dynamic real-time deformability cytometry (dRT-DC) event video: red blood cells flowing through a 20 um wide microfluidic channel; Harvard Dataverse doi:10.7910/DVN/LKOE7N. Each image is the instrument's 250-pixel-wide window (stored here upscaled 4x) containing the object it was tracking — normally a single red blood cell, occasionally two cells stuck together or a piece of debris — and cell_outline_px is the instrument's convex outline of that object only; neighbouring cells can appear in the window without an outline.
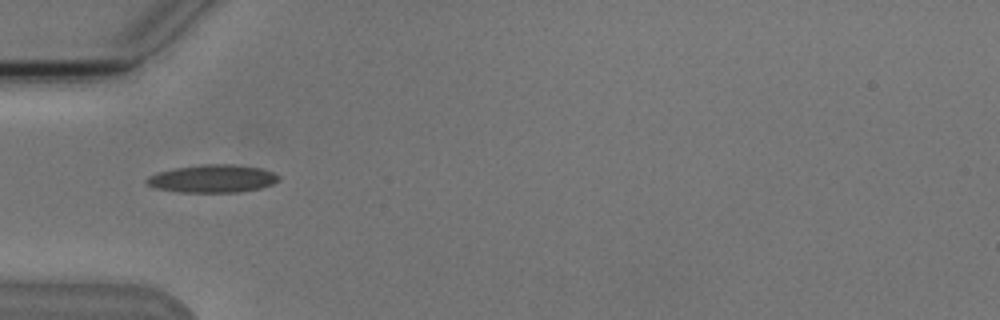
{"species": "Egyptian fruit bat (a non-hibernating species)", "species_latin": "Rousettus aegyptiacus", "temperature_condition": "cold", "stored_images_in_passage": 3, "camera_frame_rate_fps": 3000, "um_per_image_px": 0.085, "animal": {"sex": "male"}, "frame": {"image": 1, "passage_image": 3, "time_ms": 2.333, "image_size_px": [1000, 320], "cell_outline_px": [[280, 180], [272, 184], [260, 188], [240, 192], [180, 192], [156, 188], [148, 184], [144, 180], [148, 176], [156, 172], [176, 168], [204, 164], [232, 164], [260, 168], [272, 172], [280, 176]], "centroid_in_image_um": [18.06, 15.18], "position_along_channel_um": 66.9, "area_um2": 21.39}}